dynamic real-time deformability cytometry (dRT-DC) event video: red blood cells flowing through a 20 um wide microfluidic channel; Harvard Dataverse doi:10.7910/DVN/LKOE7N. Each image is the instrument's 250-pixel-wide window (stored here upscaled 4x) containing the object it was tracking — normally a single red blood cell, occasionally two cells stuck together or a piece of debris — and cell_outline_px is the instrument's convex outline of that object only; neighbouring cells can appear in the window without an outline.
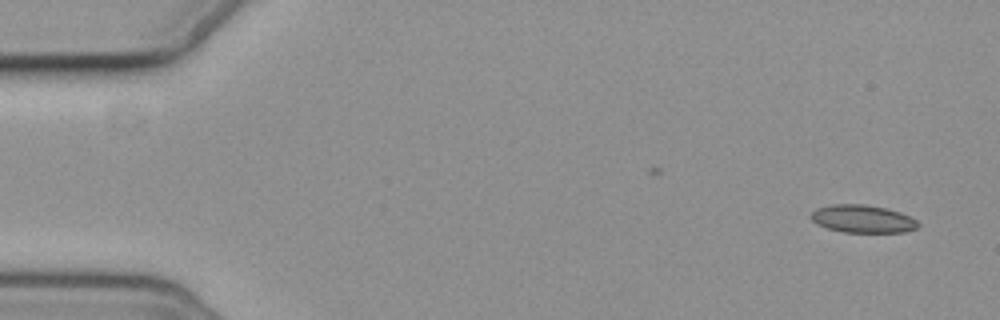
{"species": "common noctule bat (a hibernating species)", "species_latin": "Nyctalus noctula", "temperature_condition": "cold", "stored_images_in_passage": 5, "camera_frame_rate_fps": 3000, "um_per_image_px": 0.085, "animal": {"sex": "female", "body_mass_g": 19.3, "forearm_length_mm": 54.1}, "frame": {"image": 1, "passage_image": 1, "time_ms": 0.0, "image_size_px": [1000, 320], "cell_outline_px": [[920, 224], [916, 228], [904, 232], [844, 232], [828, 228], [816, 224], [808, 216], [816, 208], [832, 204], [864, 204], [888, 208], [900, 212], [916, 220]], "centroid_in_image_um": [73.29, 18.59], "position_along_channel_um": 11.7, "area_um2": 17.4}}
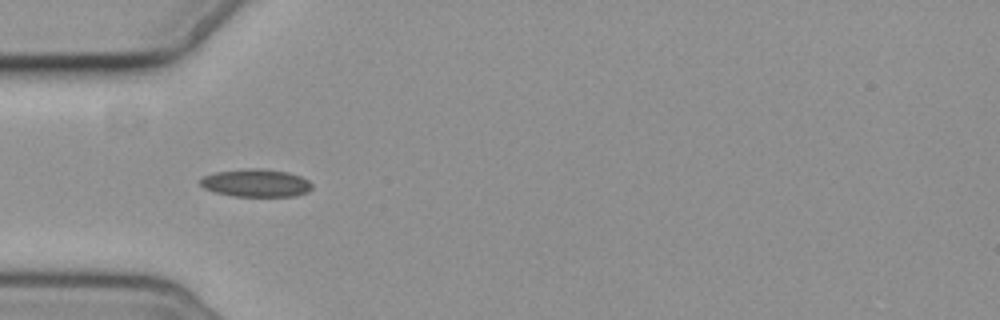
{"frame": {"image": 2, "passage_image": 5, "time_ms": 5.0, "image_size_px": [1000, 320], "cell_outline_px": [[312, 188], [308, 192], [296, 196], [232, 196], [216, 192], [204, 188], [200, 184], [200, 176], [216, 172], [248, 168], [260, 168], [288, 172], [300, 176], [308, 180], [312, 184]], "centroid_in_image_um": [21.75, 15.55], "position_along_channel_um": 63.2, "area_um2": 18.21}}